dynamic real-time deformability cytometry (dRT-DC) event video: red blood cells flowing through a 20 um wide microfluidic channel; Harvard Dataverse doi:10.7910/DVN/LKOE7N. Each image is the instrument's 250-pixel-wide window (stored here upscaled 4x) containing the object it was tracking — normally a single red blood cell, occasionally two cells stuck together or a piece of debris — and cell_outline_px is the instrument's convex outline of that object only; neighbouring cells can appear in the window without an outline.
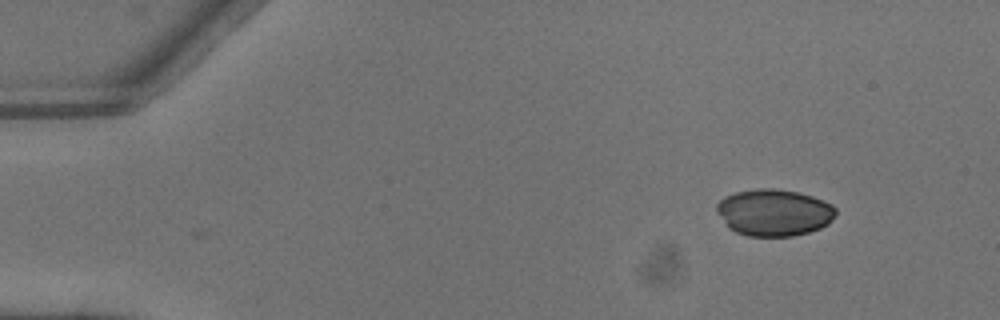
{"species": "common noctule bat (a hibernating species)", "species_latin": "Nyctalus noctula", "temperature_condition": "warm", "stored_images_in_passage": 4, "camera_frame_rate_fps": 3000, "um_per_image_px": 0.085, "animal": {"sex": "male", "body_mass_g": 13.3}, "frame": {"image": 1, "passage_image": 1, "time_ms": 0.0, "image_size_px": [1000, 320], "cell_outline_px": [[836, 212], [828, 224], [820, 228], [808, 232], [792, 236], [748, 236], [736, 232], [728, 228], [716, 212], [716, 204], [724, 196], [736, 192], [756, 188], [776, 188], [796, 192], [812, 196], [824, 200], [832, 204], [836, 208]], "centroid_in_image_um": [65.76, 18.06], "position_along_channel_um": 19.2, "area_um2": 32.66}}